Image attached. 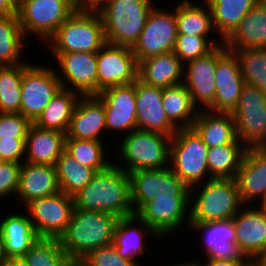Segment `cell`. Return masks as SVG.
I'll use <instances>...</instances> for the list:
<instances>
[{
    "mask_svg": "<svg viewBox=\"0 0 266 266\" xmlns=\"http://www.w3.org/2000/svg\"><path fill=\"white\" fill-rule=\"evenodd\" d=\"M73 199L75 209L107 212L118 218L134 214L129 174L115 164L97 172Z\"/></svg>",
    "mask_w": 266,
    "mask_h": 266,
    "instance_id": "cell-1",
    "label": "cell"
},
{
    "mask_svg": "<svg viewBox=\"0 0 266 266\" xmlns=\"http://www.w3.org/2000/svg\"><path fill=\"white\" fill-rule=\"evenodd\" d=\"M118 219L107 212L74 208L65 232L59 237L61 248L79 263L93 249L113 243Z\"/></svg>",
    "mask_w": 266,
    "mask_h": 266,
    "instance_id": "cell-2",
    "label": "cell"
},
{
    "mask_svg": "<svg viewBox=\"0 0 266 266\" xmlns=\"http://www.w3.org/2000/svg\"><path fill=\"white\" fill-rule=\"evenodd\" d=\"M120 138L121 142L116 141L119 145H116L117 151L113 152L116 154L113 155L117 156L113 162L126 173L139 169L169 167L172 137L159 132L135 129L124 136L120 135Z\"/></svg>",
    "mask_w": 266,
    "mask_h": 266,
    "instance_id": "cell-3",
    "label": "cell"
},
{
    "mask_svg": "<svg viewBox=\"0 0 266 266\" xmlns=\"http://www.w3.org/2000/svg\"><path fill=\"white\" fill-rule=\"evenodd\" d=\"M156 4V0H106L97 9L106 43L133 47Z\"/></svg>",
    "mask_w": 266,
    "mask_h": 266,
    "instance_id": "cell-4",
    "label": "cell"
},
{
    "mask_svg": "<svg viewBox=\"0 0 266 266\" xmlns=\"http://www.w3.org/2000/svg\"><path fill=\"white\" fill-rule=\"evenodd\" d=\"M243 206L235 178H211L190 187V221L232 219Z\"/></svg>",
    "mask_w": 266,
    "mask_h": 266,
    "instance_id": "cell-5",
    "label": "cell"
},
{
    "mask_svg": "<svg viewBox=\"0 0 266 266\" xmlns=\"http://www.w3.org/2000/svg\"><path fill=\"white\" fill-rule=\"evenodd\" d=\"M106 44L97 10L77 9L44 45L48 53H97Z\"/></svg>",
    "mask_w": 266,
    "mask_h": 266,
    "instance_id": "cell-6",
    "label": "cell"
},
{
    "mask_svg": "<svg viewBox=\"0 0 266 266\" xmlns=\"http://www.w3.org/2000/svg\"><path fill=\"white\" fill-rule=\"evenodd\" d=\"M208 147L193 128L178 129L170 142L169 167L188 187L210 178Z\"/></svg>",
    "mask_w": 266,
    "mask_h": 266,
    "instance_id": "cell-7",
    "label": "cell"
},
{
    "mask_svg": "<svg viewBox=\"0 0 266 266\" xmlns=\"http://www.w3.org/2000/svg\"><path fill=\"white\" fill-rule=\"evenodd\" d=\"M76 10L68 0H23L17 16L25 37L44 45Z\"/></svg>",
    "mask_w": 266,
    "mask_h": 266,
    "instance_id": "cell-8",
    "label": "cell"
},
{
    "mask_svg": "<svg viewBox=\"0 0 266 266\" xmlns=\"http://www.w3.org/2000/svg\"><path fill=\"white\" fill-rule=\"evenodd\" d=\"M32 63H23L20 114L33 123L62 86L53 65Z\"/></svg>",
    "mask_w": 266,
    "mask_h": 266,
    "instance_id": "cell-9",
    "label": "cell"
},
{
    "mask_svg": "<svg viewBox=\"0 0 266 266\" xmlns=\"http://www.w3.org/2000/svg\"><path fill=\"white\" fill-rule=\"evenodd\" d=\"M131 203L136 213L146 202L164 197H190L188 187L170 167L129 173Z\"/></svg>",
    "mask_w": 266,
    "mask_h": 266,
    "instance_id": "cell-10",
    "label": "cell"
},
{
    "mask_svg": "<svg viewBox=\"0 0 266 266\" xmlns=\"http://www.w3.org/2000/svg\"><path fill=\"white\" fill-rule=\"evenodd\" d=\"M23 209L29 215L38 237L59 238L69 224L74 199L60 191L44 197H35Z\"/></svg>",
    "mask_w": 266,
    "mask_h": 266,
    "instance_id": "cell-11",
    "label": "cell"
},
{
    "mask_svg": "<svg viewBox=\"0 0 266 266\" xmlns=\"http://www.w3.org/2000/svg\"><path fill=\"white\" fill-rule=\"evenodd\" d=\"M155 5L149 13L138 41L132 47L138 63L141 60L172 52L177 37L175 5L171 10ZM171 10V11H170Z\"/></svg>",
    "mask_w": 266,
    "mask_h": 266,
    "instance_id": "cell-12",
    "label": "cell"
},
{
    "mask_svg": "<svg viewBox=\"0 0 266 266\" xmlns=\"http://www.w3.org/2000/svg\"><path fill=\"white\" fill-rule=\"evenodd\" d=\"M136 214L161 239L174 234L185 227L188 231L190 224V197H164L146 202ZM184 225V226H183ZM178 230V231H177Z\"/></svg>",
    "mask_w": 266,
    "mask_h": 266,
    "instance_id": "cell-13",
    "label": "cell"
},
{
    "mask_svg": "<svg viewBox=\"0 0 266 266\" xmlns=\"http://www.w3.org/2000/svg\"><path fill=\"white\" fill-rule=\"evenodd\" d=\"M138 71L132 47L106 43L97 52V95L110 87L135 83Z\"/></svg>",
    "mask_w": 266,
    "mask_h": 266,
    "instance_id": "cell-14",
    "label": "cell"
},
{
    "mask_svg": "<svg viewBox=\"0 0 266 266\" xmlns=\"http://www.w3.org/2000/svg\"><path fill=\"white\" fill-rule=\"evenodd\" d=\"M50 54L54 57L56 66L53 67L62 88L75 91L81 96L97 95V53Z\"/></svg>",
    "mask_w": 266,
    "mask_h": 266,
    "instance_id": "cell-15",
    "label": "cell"
},
{
    "mask_svg": "<svg viewBox=\"0 0 266 266\" xmlns=\"http://www.w3.org/2000/svg\"><path fill=\"white\" fill-rule=\"evenodd\" d=\"M188 232L202 239L204 259L249 261L236 242V231L232 219L199 222L190 221ZM199 233V234H198ZM199 235V236H198Z\"/></svg>",
    "mask_w": 266,
    "mask_h": 266,
    "instance_id": "cell-16",
    "label": "cell"
},
{
    "mask_svg": "<svg viewBox=\"0 0 266 266\" xmlns=\"http://www.w3.org/2000/svg\"><path fill=\"white\" fill-rule=\"evenodd\" d=\"M237 139L251 148L266 126V94L256 86L244 84L237 106L231 112Z\"/></svg>",
    "mask_w": 266,
    "mask_h": 266,
    "instance_id": "cell-17",
    "label": "cell"
},
{
    "mask_svg": "<svg viewBox=\"0 0 266 266\" xmlns=\"http://www.w3.org/2000/svg\"><path fill=\"white\" fill-rule=\"evenodd\" d=\"M96 96L104 104L107 134H118L114 138L119 141L120 134L124 136L137 129L136 82L104 89Z\"/></svg>",
    "mask_w": 266,
    "mask_h": 266,
    "instance_id": "cell-18",
    "label": "cell"
},
{
    "mask_svg": "<svg viewBox=\"0 0 266 266\" xmlns=\"http://www.w3.org/2000/svg\"><path fill=\"white\" fill-rule=\"evenodd\" d=\"M217 46L183 65V82L198 110L215 112Z\"/></svg>",
    "mask_w": 266,
    "mask_h": 266,
    "instance_id": "cell-19",
    "label": "cell"
},
{
    "mask_svg": "<svg viewBox=\"0 0 266 266\" xmlns=\"http://www.w3.org/2000/svg\"><path fill=\"white\" fill-rule=\"evenodd\" d=\"M215 79V112H232L238 104L245 82L237 56L227 50L223 43L217 46Z\"/></svg>",
    "mask_w": 266,
    "mask_h": 266,
    "instance_id": "cell-20",
    "label": "cell"
},
{
    "mask_svg": "<svg viewBox=\"0 0 266 266\" xmlns=\"http://www.w3.org/2000/svg\"><path fill=\"white\" fill-rule=\"evenodd\" d=\"M150 238L151 241L155 239L153 242L161 241V237L134 213L118 219L112 244L121 257L132 261L137 266H143L139 257L145 256L146 252H152L151 249L153 248L146 247V245H149L146 244L147 239L150 241Z\"/></svg>",
    "mask_w": 266,
    "mask_h": 266,
    "instance_id": "cell-21",
    "label": "cell"
},
{
    "mask_svg": "<svg viewBox=\"0 0 266 266\" xmlns=\"http://www.w3.org/2000/svg\"><path fill=\"white\" fill-rule=\"evenodd\" d=\"M232 220L237 245L245 257L252 263L266 256V213L257 206L244 205Z\"/></svg>",
    "mask_w": 266,
    "mask_h": 266,
    "instance_id": "cell-22",
    "label": "cell"
},
{
    "mask_svg": "<svg viewBox=\"0 0 266 266\" xmlns=\"http://www.w3.org/2000/svg\"><path fill=\"white\" fill-rule=\"evenodd\" d=\"M163 88L136 81L137 129L172 137L178 128L169 120L162 104Z\"/></svg>",
    "mask_w": 266,
    "mask_h": 266,
    "instance_id": "cell-23",
    "label": "cell"
},
{
    "mask_svg": "<svg viewBox=\"0 0 266 266\" xmlns=\"http://www.w3.org/2000/svg\"><path fill=\"white\" fill-rule=\"evenodd\" d=\"M103 135L107 136L103 102L96 95L81 96L74 108L66 138L105 141Z\"/></svg>",
    "mask_w": 266,
    "mask_h": 266,
    "instance_id": "cell-24",
    "label": "cell"
},
{
    "mask_svg": "<svg viewBox=\"0 0 266 266\" xmlns=\"http://www.w3.org/2000/svg\"><path fill=\"white\" fill-rule=\"evenodd\" d=\"M243 205H254L266 194V151L247 148L235 177Z\"/></svg>",
    "mask_w": 266,
    "mask_h": 266,
    "instance_id": "cell-25",
    "label": "cell"
},
{
    "mask_svg": "<svg viewBox=\"0 0 266 266\" xmlns=\"http://www.w3.org/2000/svg\"><path fill=\"white\" fill-rule=\"evenodd\" d=\"M177 2H179L175 4L177 35L205 37L214 47L222 44L219 36H215L212 12L205 0L201 2L202 4L198 0H181Z\"/></svg>",
    "mask_w": 266,
    "mask_h": 266,
    "instance_id": "cell-26",
    "label": "cell"
},
{
    "mask_svg": "<svg viewBox=\"0 0 266 266\" xmlns=\"http://www.w3.org/2000/svg\"><path fill=\"white\" fill-rule=\"evenodd\" d=\"M60 192L56 167L23 162L16 199L23 208L35 197H44Z\"/></svg>",
    "mask_w": 266,
    "mask_h": 266,
    "instance_id": "cell-27",
    "label": "cell"
},
{
    "mask_svg": "<svg viewBox=\"0 0 266 266\" xmlns=\"http://www.w3.org/2000/svg\"><path fill=\"white\" fill-rule=\"evenodd\" d=\"M12 213L2 214L0 232L7 258L23 257L32 244L39 238L27 212L21 208ZM22 211V212H21Z\"/></svg>",
    "mask_w": 266,
    "mask_h": 266,
    "instance_id": "cell-28",
    "label": "cell"
},
{
    "mask_svg": "<svg viewBox=\"0 0 266 266\" xmlns=\"http://www.w3.org/2000/svg\"><path fill=\"white\" fill-rule=\"evenodd\" d=\"M66 134L30 125L25 139V160L31 164L55 166L65 150Z\"/></svg>",
    "mask_w": 266,
    "mask_h": 266,
    "instance_id": "cell-29",
    "label": "cell"
},
{
    "mask_svg": "<svg viewBox=\"0 0 266 266\" xmlns=\"http://www.w3.org/2000/svg\"><path fill=\"white\" fill-rule=\"evenodd\" d=\"M222 43L227 50L266 48V6L257 3Z\"/></svg>",
    "mask_w": 266,
    "mask_h": 266,
    "instance_id": "cell-30",
    "label": "cell"
},
{
    "mask_svg": "<svg viewBox=\"0 0 266 266\" xmlns=\"http://www.w3.org/2000/svg\"><path fill=\"white\" fill-rule=\"evenodd\" d=\"M138 78L160 88L176 86L183 82V64L173 51L159 54L139 62Z\"/></svg>",
    "mask_w": 266,
    "mask_h": 266,
    "instance_id": "cell-31",
    "label": "cell"
},
{
    "mask_svg": "<svg viewBox=\"0 0 266 266\" xmlns=\"http://www.w3.org/2000/svg\"><path fill=\"white\" fill-rule=\"evenodd\" d=\"M192 128L208 148L234 143L237 140L231 112L199 110Z\"/></svg>",
    "mask_w": 266,
    "mask_h": 266,
    "instance_id": "cell-32",
    "label": "cell"
},
{
    "mask_svg": "<svg viewBox=\"0 0 266 266\" xmlns=\"http://www.w3.org/2000/svg\"><path fill=\"white\" fill-rule=\"evenodd\" d=\"M28 42L20 26L17 14L0 16V66L28 63L23 59Z\"/></svg>",
    "mask_w": 266,
    "mask_h": 266,
    "instance_id": "cell-33",
    "label": "cell"
},
{
    "mask_svg": "<svg viewBox=\"0 0 266 266\" xmlns=\"http://www.w3.org/2000/svg\"><path fill=\"white\" fill-rule=\"evenodd\" d=\"M80 97L81 95L75 91L61 88L33 124L41 129L67 134L74 108Z\"/></svg>",
    "mask_w": 266,
    "mask_h": 266,
    "instance_id": "cell-34",
    "label": "cell"
},
{
    "mask_svg": "<svg viewBox=\"0 0 266 266\" xmlns=\"http://www.w3.org/2000/svg\"><path fill=\"white\" fill-rule=\"evenodd\" d=\"M212 12L216 35L223 41L240 20L258 3L257 0H205Z\"/></svg>",
    "mask_w": 266,
    "mask_h": 266,
    "instance_id": "cell-35",
    "label": "cell"
},
{
    "mask_svg": "<svg viewBox=\"0 0 266 266\" xmlns=\"http://www.w3.org/2000/svg\"><path fill=\"white\" fill-rule=\"evenodd\" d=\"M162 104L167 117L178 129L192 128L199 110L183 84L163 88Z\"/></svg>",
    "mask_w": 266,
    "mask_h": 266,
    "instance_id": "cell-36",
    "label": "cell"
},
{
    "mask_svg": "<svg viewBox=\"0 0 266 266\" xmlns=\"http://www.w3.org/2000/svg\"><path fill=\"white\" fill-rule=\"evenodd\" d=\"M104 141L99 140H82L75 138H65V151L72 156L80 165L92 168L96 173L107 170L114 162L113 152L111 155L105 146ZM108 155H107V154ZM108 156V158H107ZM109 160V161H108Z\"/></svg>",
    "mask_w": 266,
    "mask_h": 266,
    "instance_id": "cell-37",
    "label": "cell"
},
{
    "mask_svg": "<svg viewBox=\"0 0 266 266\" xmlns=\"http://www.w3.org/2000/svg\"><path fill=\"white\" fill-rule=\"evenodd\" d=\"M246 150L238 139L234 143L208 148L210 178H235Z\"/></svg>",
    "mask_w": 266,
    "mask_h": 266,
    "instance_id": "cell-38",
    "label": "cell"
},
{
    "mask_svg": "<svg viewBox=\"0 0 266 266\" xmlns=\"http://www.w3.org/2000/svg\"><path fill=\"white\" fill-rule=\"evenodd\" d=\"M60 191L74 196L84 188L96 174L87 166L80 165L65 150L55 164Z\"/></svg>",
    "mask_w": 266,
    "mask_h": 266,
    "instance_id": "cell-39",
    "label": "cell"
},
{
    "mask_svg": "<svg viewBox=\"0 0 266 266\" xmlns=\"http://www.w3.org/2000/svg\"><path fill=\"white\" fill-rule=\"evenodd\" d=\"M23 258L29 266H72L75 263L61 248L59 238L39 237Z\"/></svg>",
    "mask_w": 266,
    "mask_h": 266,
    "instance_id": "cell-40",
    "label": "cell"
},
{
    "mask_svg": "<svg viewBox=\"0 0 266 266\" xmlns=\"http://www.w3.org/2000/svg\"><path fill=\"white\" fill-rule=\"evenodd\" d=\"M23 64L0 66V113H20Z\"/></svg>",
    "mask_w": 266,
    "mask_h": 266,
    "instance_id": "cell-41",
    "label": "cell"
},
{
    "mask_svg": "<svg viewBox=\"0 0 266 266\" xmlns=\"http://www.w3.org/2000/svg\"><path fill=\"white\" fill-rule=\"evenodd\" d=\"M239 60L245 84L256 86L266 94V48L230 50Z\"/></svg>",
    "mask_w": 266,
    "mask_h": 266,
    "instance_id": "cell-42",
    "label": "cell"
},
{
    "mask_svg": "<svg viewBox=\"0 0 266 266\" xmlns=\"http://www.w3.org/2000/svg\"><path fill=\"white\" fill-rule=\"evenodd\" d=\"M214 46L205 38L193 35H177L173 52L184 65L206 55Z\"/></svg>",
    "mask_w": 266,
    "mask_h": 266,
    "instance_id": "cell-43",
    "label": "cell"
},
{
    "mask_svg": "<svg viewBox=\"0 0 266 266\" xmlns=\"http://www.w3.org/2000/svg\"><path fill=\"white\" fill-rule=\"evenodd\" d=\"M79 263L82 266H137L121 257L113 244L93 249Z\"/></svg>",
    "mask_w": 266,
    "mask_h": 266,
    "instance_id": "cell-44",
    "label": "cell"
},
{
    "mask_svg": "<svg viewBox=\"0 0 266 266\" xmlns=\"http://www.w3.org/2000/svg\"><path fill=\"white\" fill-rule=\"evenodd\" d=\"M21 167V163L4 161L0 162V202H9V199L7 200V197H12L15 199L19 187Z\"/></svg>",
    "mask_w": 266,
    "mask_h": 266,
    "instance_id": "cell-45",
    "label": "cell"
},
{
    "mask_svg": "<svg viewBox=\"0 0 266 266\" xmlns=\"http://www.w3.org/2000/svg\"><path fill=\"white\" fill-rule=\"evenodd\" d=\"M31 124L20 113H0V139L26 138Z\"/></svg>",
    "mask_w": 266,
    "mask_h": 266,
    "instance_id": "cell-46",
    "label": "cell"
},
{
    "mask_svg": "<svg viewBox=\"0 0 266 266\" xmlns=\"http://www.w3.org/2000/svg\"><path fill=\"white\" fill-rule=\"evenodd\" d=\"M26 138L0 139V161L23 163Z\"/></svg>",
    "mask_w": 266,
    "mask_h": 266,
    "instance_id": "cell-47",
    "label": "cell"
},
{
    "mask_svg": "<svg viewBox=\"0 0 266 266\" xmlns=\"http://www.w3.org/2000/svg\"><path fill=\"white\" fill-rule=\"evenodd\" d=\"M198 262L200 266H250V261H232V260H215V259H201L204 261Z\"/></svg>",
    "mask_w": 266,
    "mask_h": 266,
    "instance_id": "cell-48",
    "label": "cell"
},
{
    "mask_svg": "<svg viewBox=\"0 0 266 266\" xmlns=\"http://www.w3.org/2000/svg\"><path fill=\"white\" fill-rule=\"evenodd\" d=\"M17 14V6L11 0H0V16Z\"/></svg>",
    "mask_w": 266,
    "mask_h": 266,
    "instance_id": "cell-49",
    "label": "cell"
},
{
    "mask_svg": "<svg viewBox=\"0 0 266 266\" xmlns=\"http://www.w3.org/2000/svg\"><path fill=\"white\" fill-rule=\"evenodd\" d=\"M106 0H78V9L97 10Z\"/></svg>",
    "mask_w": 266,
    "mask_h": 266,
    "instance_id": "cell-50",
    "label": "cell"
},
{
    "mask_svg": "<svg viewBox=\"0 0 266 266\" xmlns=\"http://www.w3.org/2000/svg\"><path fill=\"white\" fill-rule=\"evenodd\" d=\"M2 266H29L23 257L7 258Z\"/></svg>",
    "mask_w": 266,
    "mask_h": 266,
    "instance_id": "cell-51",
    "label": "cell"
},
{
    "mask_svg": "<svg viewBox=\"0 0 266 266\" xmlns=\"http://www.w3.org/2000/svg\"><path fill=\"white\" fill-rule=\"evenodd\" d=\"M251 149L256 151H266V126L260 139L251 147Z\"/></svg>",
    "mask_w": 266,
    "mask_h": 266,
    "instance_id": "cell-52",
    "label": "cell"
},
{
    "mask_svg": "<svg viewBox=\"0 0 266 266\" xmlns=\"http://www.w3.org/2000/svg\"><path fill=\"white\" fill-rule=\"evenodd\" d=\"M176 260L177 262L172 264H167L166 266H200L198 260H196V258L191 260L190 256L188 261L184 259V261H180L181 263H178L179 259L177 258Z\"/></svg>",
    "mask_w": 266,
    "mask_h": 266,
    "instance_id": "cell-53",
    "label": "cell"
},
{
    "mask_svg": "<svg viewBox=\"0 0 266 266\" xmlns=\"http://www.w3.org/2000/svg\"><path fill=\"white\" fill-rule=\"evenodd\" d=\"M7 259V256L5 254V247H4V242L2 239V235L0 232V266H2Z\"/></svg>",
    "mask_w": 266,
    "mask_h": 266,
    "instance_id": "cell-54",
    "label": "cell"
},
{
    "mask_svg": "<svg viewBox=\"0 0 266 266\" xmlns=\"http://www.w3.org/2000/svg\"><path fill=\"white\" fill-rule=\"evenodd\" d=\"M252 266H266V256L258 258L251 263Z\"/></svg>",
    "mask_w": 266,
    "mask_h": 266,
    "instance_id": "cell-55",
    "label": "cell"
},
{
    "mask_svg": "<svg viewBox=\"0 0 266 266\" xmlns=\"http://www.w3.org/2000/svg\"><path fill=\"white\" fill-rule=\"evenodd\" d=\"M256 206L263 211L264 213H266V194L265 196L256 204Z\"/></svg>",
    "mask_w": 266,
    "mask_h": 266,
    "instance_id": "cell-56",
    "label": "cell"
},
{
    "mask_svg": "<svg viewBox=\"0 0 266 266\" xmlns=\"http://www.w3.org/2000/svg\"><path fill=\"white\" fill-rule=\"evenodd\" d=\"M76 9H78V0H68Z\"/></svg>",
    "mask_w": 266,
    "mask_h": 266,
    "instance_id": "cell-57",
    "label": "cell"
},
{
    "mask_svg": "<svg viewBox=\"0 0 266 266\" xmlns=\"http://www.w3.org/2000/svg\"><path fill=\"white\" fill-rule=\"evenodd\" d=\"M16 6H18L23 0H11Z\"/></svg>",
    "mask_w": 266,
    "mask_h": 266,
    "instance_id": "cell-58",
    "label": "cell"
},
{
    "mask_svg": "<svg viewBox=\"0 0 266 266\" xmlns=\"http://www.w3.org/2000/svg\"><path fill=\"white\" fill-rule=\"evenodd\" d=\"M259 4L266 6V0H257Z\"/></svg>",
    "mask_w": 266,
    "mask_h": 266,
    "instance_id": "cell-59",
    "label": "cell"
},
{
    "mask_svg": "<svg viewBox=\"0 0 266 266\" xmlns=\"http://www.w3.org/2000/svg\"><path fill=\"white\" fill-rule=\"evenodd\" d=\"M72 266H82L80 263L75 262Z\"/></svg>",
    "mask_w": 266,
    "mask_h": 266,
    "instance_id": "cell-60",
    "label": "cell"
}]
</instances>
